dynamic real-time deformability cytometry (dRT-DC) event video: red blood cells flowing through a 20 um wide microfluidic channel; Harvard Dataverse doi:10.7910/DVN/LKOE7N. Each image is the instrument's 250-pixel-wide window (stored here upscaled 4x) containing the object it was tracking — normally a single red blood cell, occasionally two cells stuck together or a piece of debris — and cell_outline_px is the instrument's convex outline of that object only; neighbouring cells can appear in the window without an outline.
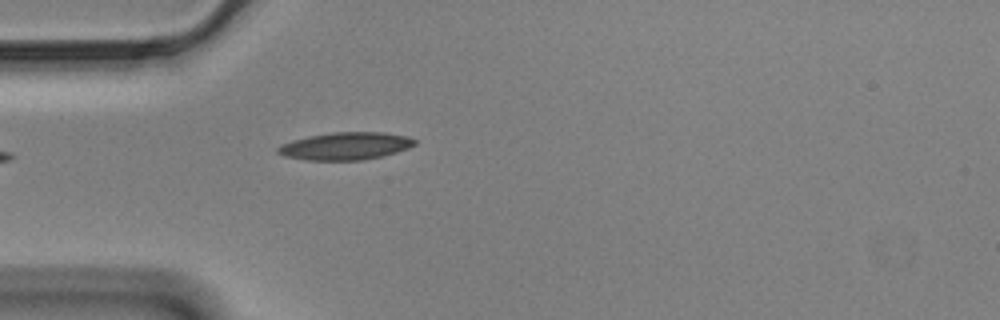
{"species": "Egyptian fruit bat (a non-hibernating species)", "species_latin": "Rousettus aegyptiacus", "temperature_condition": "cold", "stored_images_in_passage": 5, "camera_frame_rate_fps": 3000, "um_per_image_px": 0.085, "animal": {"sex": "male"}, "frame": {"image": 1, "passage_image": 1, "time_ms": 0.0, "image_size_px": [1000, 320], "cell_outline_px": [[416, 144], [408, 148], [396, 152], [380, 156], [360, 160], [304, 160], [284, 156], [276, 152], [276, 148], [280, 144], [292, 140], [308, 136], [332, 132], [384, 132], [404, 136], [416, 140]], "centroid_in_image_um": [29.31, 12.41], "position_along_channel_um": 55.7, "area_um2": 21.91}}